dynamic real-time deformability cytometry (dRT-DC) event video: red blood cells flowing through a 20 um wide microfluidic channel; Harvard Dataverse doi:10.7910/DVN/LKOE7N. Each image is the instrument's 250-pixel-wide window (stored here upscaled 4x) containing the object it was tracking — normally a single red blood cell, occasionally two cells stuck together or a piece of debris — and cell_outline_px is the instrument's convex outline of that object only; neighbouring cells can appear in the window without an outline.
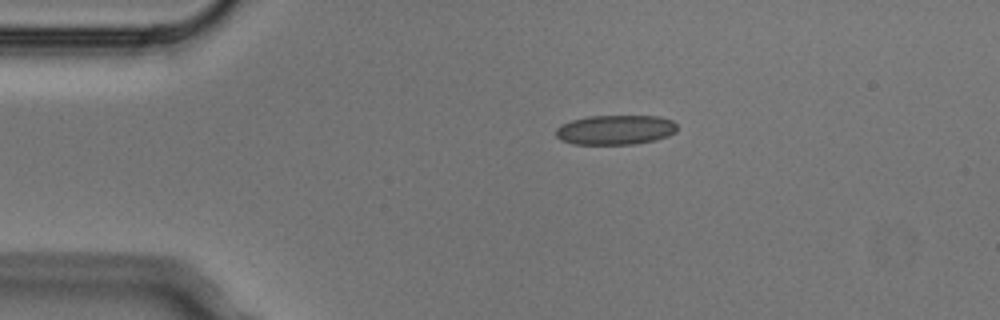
{"species": "Egyptian fruit bat (a non-hibernating species)", "species_latin": "Rousettus aegyptiacus", "temperature_condition": "cold", "stored_images_in_passage": 2, "camera_frame_rate_fps": 3000, "um_per_image_px": 0.085, "animal": {"sex": "male"}, "frame": {"image": 1, "passage_image": 1, "time_ms": 0.0, "image_size_px": [1000, 320], "cell_outline_px": [[676, 132], [668, 136], [656, 140], [636, 144], [572, 144], [560, 140], [556, 136], [556, 128], [560, 124], [572, 120], [588, 116], [660, 116], [672, 120], [676, 124]], "centroid_in_image_um": [52.3, 11.04], "position_along_channel_um": 32.7, "area_um2": 21.15}}